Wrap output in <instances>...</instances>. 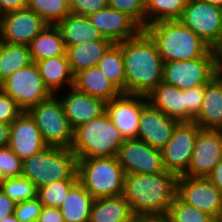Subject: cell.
<instances>
[{
  "instance_id": "cell-40",
  "label": "cell",
  "mask_w": 222,
  "mask_h": 222,
  "mask_svg": "<svg viewBox=\"0 0 222 222\" xmlns=\"http://www.w3.org/2000/svg\"><path fill=\"white\" fill-rule=\"evenodd\" d=\"M205 85L185 90L186 122H193L197 117L204 97Z\"/></svg>"
},
{
  "instance_id": "cell-8",
  "label": "cell",
  "mask_w": 222,
  "mask_h": 222,
  "mask_svg": "<svg viewBox=\"0 0 222 222\" xmlns=\"http://www.w3.org/2000/svg\"><path fill=\"white\" fill-rule=\"evenodd\" d=\"M0 89L15 100L23 111L53 95L45 86L35 62L12 73L0 84Z\"/></svg>"
},
{
  "instance_id": "cell-6",
  "label": "cell",
  "mask_w": 222,
  "mask_h": 222,
  "mask_svg": "<svg viewBox=\"0 0 222 222\" xmlns=\"http://www.w3.org/2000/svg\"><path fill=\"white\" fill-rule=\"evenodd\" d=\"M77 173L94 199L123 195L125 173L116 156L78 159Z\"/></svg>"
},
{
  "instance_id": "cell-45",
  "label": "cell",
  "mask_w": 222,
  "mask_h": 222,
  "mask_svg": "<svg viewBox=\"0 0 222 222\" xmlns=\"http://www.w3.org/2000/svg\"><path fill=\"white\" fill-rule=\"evenodd\" d=\"M28 7V0H0V16L3 13L26 9Z\"/></svg>"
},
{
  "instance_id": "cell-24",
  "label": "cell",
  "mask_w": 222,
  "mask_h": 222,
  "mask_svg": "<svg viewBox=\"0 0 222 222\" xmlns=\"http://www.w3.org/2000/svg\"><path fill=\"white\" fill-rule=\"evenodd\" d=\"M74 87L82 93L102 99L105 102L121 94L97 66L77 73L74 76Z\"/></svg>"
},
{
  "instance_id": "cell-20",
  "label": "cell",
  "mask_w": 222,
  "mask_h": 222,
  "mask_svg": "<svg viewBox=\"0 0 222 222\" xmlns=\"http://www.w3.org/2000/svg\"><path fill=\"white\" fill-rule=\"evenodd\" d=\"M60 99L65 115L73 130L106 112V102L71 87Z\"/></svg>"
},
{
  "instance_id": "cell-34",
  "label": "cell",
  "mask_w": 222,
  "mask_h": 222,
  "mask_svg": "<svg viewBox=\"0 0 222 222\" xmlns=\"http://www.w3.org/2000/svg\"><path fill=\"white\" fill-rule=\"evenodd\" d=\"M0 189L15 203L37 197L38 188L24 176L0 179Z\"/></svg>"
},
{
  "instance_id": "cell-52",
  "label": "cell",
  "mask_w": 222,
  "mask_h": 222,
  "mask_svg": "<svg viewBox=\"0 0 222 222\" xmlns=\"http://www.w3.org/2000/svg\"><path fill=\"white\" fill-rule=\"evenodd\" d=\"M215 222H222V219L215 220Z\"/></svg>"
},
{
  "instance_id": "cell-15",
  "label": "cell",
  "mask_w": 222,
  "mask_h": 222,
  "mask_svg": "<svg viewBox=\"0 0 222 222\" xmlns=\"http://www.w3.org/2000/svg\"><path fill=\"white\" fill-rule=\"evenodd\" d=\"M222 160V130L202 129L197 136L191 162L183 176L207 178Z\"/></svg>"
},
{
  "instance_id": "cell-17",
  "label": "cell",
  "mask_w": 222,
  "mask_h": 222,
  "mask_svg": "<svg viewBox=\"0 0 222 222\" xmlns=\"http://www.w3.org/2000/svg\"><path fill=\"white\" fill-rule=\"evenodd\" d=\"M178 123L148 102L141 110L137 139L162 149L170 141Z\"/></svg>"
},
{
  "instance_id": "cell-1",
  "label": "cell",
  "mask_w": 222,
  "mask_h": 222,
  "mask_svg": "<svg viewBox=\"0 0 222 222\" xmlns=\"http://www.w3.org/2000/svg\"><path fill=\"white\" fill-rule=\"evenodd\" d=\"M118 44L124 58L125 93L147 96L163 80L164 62L155 41L142 30Z\"/></svg>"
},
{
  "instance_id": "cell-30",
  "label": "cell",
  "mask_w": 222,
  "mask_h": 222,
  "mask_svg": "<svg viewBox=\"0 0 222 222\" xmlns=\"http://www.w3.org/2000/svg\"><path fill=\"white\" fill-rule=\"evenodd\" d=\"M33 62L29 45L8 44L0 46V84L12 73Z\"/></svg>"
},
{
  "instance_id": "cell-39",
  "label": "cell",
  "mask_w": 222,
  "mask_h": 222,
  "mask_svg": "<svg viewBox=\"0 0 222 222\" xmlns=\"http://www.w3.org/2000/svg\"><path fill=\"white\" fill-rule=\"evenodd\" d=\"M43 205L38 197L15 205L14 215L20 222H37Z\"/></svg>"
},
{
  "instance_id": "cell-44",
  "label": "cell",
  "mask_w": 222,
  "mask_h": 222,
  "mask_svg": "<svg viewBox=\"0 0 222 222\" xmlns=\"http://www.w3.org/2000/svg\"><path fill=\"white\" fill-rule=\"evenodd\" d=\"M15 203L0 189V221L14 214Z\"/></svg>"
},
{
  "instance_id": "cell-19",
  "label": "cell",
  "mask_w": 222,
  "mask_h": 222,
  "mask_svg": "<svg viewBox=\"0 0 222 222\" xmlns=\"http://www.w3.org/2000/svg\"><path fill=\"white\" fill-rule=\"evenodd\" d=\"M8 147L23 161L47 147L34 119L24 111L10 124Z\"/></svg>"
},
{
  "instance_id": "cell-46",
  "label": "cell",
  "mask_w": 222,
  "mask_h": 222,
  "mask_svg": "<svg viewBox=\"0 0 222 222\" xmlns=\"http://www.w3.org/2000/svg\"><path fill=\"white\" fill-rule=\"evenodd\" d=\"M207 178L222 192V160L214 167Z\"/></svg>"
},
{
  "instance_id": "cell-48",
  "label": "cell",
  "mask_w": 222,
  "mask_h": 222,
  "mask_svg": "<svg viewBox=\"0 0 222 222\" xmlns=\"http://www.w3.org/2000/svg\"><path fill=\"white\" fill-rule=\"evenodd\" d=\"M10 124L0 122V148L9 144Z\"/></svg>"
},
{
  "instance_id": "cell-42",
  "label": "cell",
  "mask_w": 222,
  "mask_h": 222,
  "mask_svg": "<svg viewBox=\"0 0 222 222\" xmlns=\"http://www.w3.org/2000/svg\"><path fill=\"white\" fill-rule=\"evenodd\" d=\"M108 6V0H69L70 12L89 17Z\"/></svg>"
},
{
  "instance_id": "cell-18",
  "label": "cell",
  "mask_w": 222,
  "mask_h": 222,
  "mask_svg": "<svg viewBox=\"0 0 222 222\" xmlns=\"http://www.w3.org/2000/svg\"><path fill=\"white\" fill-rule=\"evenodd\" d=\"M101 35L118 44L135 38L143 29L127 14L107 6L89 16Z\"/></svg>"
},
{
  "instance_id": "cell-33",
  "label": "cell",
  "mask_w": 222,
  "mask_h": 222,
  "mask_svg": "<svg viewBox=\"0 0 222 222\" xmlns=\"http://www.w3.org/2000/svg\"><path fill=\"white\" fill-rule=\"evenodd\" d=\"M27 8L33 10L50 25H56L71 13L69 0H28Z\"/></svg>"
},
{
  "instance_id": "cell-35",
  "label": "cell",
  "mask_w": 222,
  "mask_h": 222,
  "mask_svg": "<svg viewBox=\"0 0 222 222\" xmlns=\"http://www.w3.org/2000/svg\"><path fill=\"white\" fill-rule=\"evenodd\" d=\"M79 180H62L38 188L37 197L43 206L60 208L69 190Z\"/></svg>"
},
{
  "instance_id": "cell-29",
  "label": "cell",
  "mask_w": 222,
  "mask_h": 222,
  "mask_svg": "<svg viewBox=\"0 0 222 222\" xmlns=\"http://www.w3.org/2000/svg\"><path fill=\"white\" fill-rule=\"evenodd\" d=\"M33 62L66 55V47L60 30L48 24L29 44Z\"/></svg>"
},
{
  "instance_id": "cell-12",
  "label": "cell",
  "mask_w": 222,
  "mask_h": 222,
  "mask_svg": "<svg viewBox=\"0 0 222 222\" xmlns=\"http://www.w3.org/2000/svg\"><path fill=\"white\" fill-rule=\"evenodd\" d=\"M176 195L215 220L222 219V192L208 178L178 177Z\"/></svg>"
},
{
  "instance_id": "cell-28",
  "label": "cell",
  "mask_w": 222,
  "mask_h": 222,
  "mask_svg": "<svg viewBox=\"0 0 222 222\" xmlns=\"http://www.w3.org/2000/svg\"><path fill=\"white\" fill-rule=\"evenodd\" d=\"M94 198L78 181L68 192L60 207L64 222H89Z\"/></svg>"
},
{
  "instance_id": "cell-23",
  "label": "cell",
  "mask_w": 222,
  "mask_h": 222,
  "mask_svg": "<svg viewBox=\"0 0 222 222\" xmlns=\"http://www.w3.org/2000/svg\"><path fill=\"white\" fill-rule=\"evenodd\" d=\"M56 26L60 30L65 47L79 45L96 40H109L104 38L92 24L89 17L70 13L65 19L59 21Z\"/></svg>"
},
{
  "instance_id": "cell-50",
  "label": "cell",
  "mask_w": 222,
  "mask_h": 222,
  "mask_svg": "<svg viewBox=\"0 0 222 222\" xmlns=\"http://www.w3.org/2000/svg\"><path fill=\"white\" fill-rule=\"evenodd\" d=\"M0 222H20L15 215H9L6 218L2 219Z\"/></svg>"
},
{
  "instance_id": "cell-32",
  "label": "cell",
  "mask_w": 222,
  "mask_h": 222,
  "mask_svg": "<svg viewBox=\"0 0 222 222\" xmlns=\"http://www.w3.org/2000/svg\"><path fill=\"white\" fill-rule=\"evenodd\" d=\"M189 0H145L146 27L158 21L179 20Z\"/></svg>"
},
{
  "instance_id": "cell-47",
  "label": "cell",
  "mask_w": 222,
  "mask_h": 222,
  "mask_svg": "<svg viewBox=\"0 0 222 222\" xmlns=\"http://www.w3.org/2000/svg\"><path fill=\"white\" fill-rule=\"evenodd\" d=\"M131 222H170L167 215H138Z\"/></svg>"
},
{
  "instance_id": "cell-2",
  "label": "cell",
  "mask_w": 222,
  "mask_h": 222,
  "mask_svg": "<svg viewBox=\"0 0 222 222\" xmlns=\"http://www.w3.org/2000/svg\"><path fill=\"white\" fill-rule=\"evenodd\" d=\"M177 179L168 171L127 174L123 196L135 216L167 215L177 194Z\"/></svg>"
},
{
  "instance_id": "cell-25",
  "label": "cell",
  "mask_w": 222,
  "mask_h": 222,
  "mask_svg": "<svg viewBox=\"0 0 222 222\" xmlns=\"http://www.w3.org/2000/svg\"><path fill=\"white\" fill-rule=\"evenodd\" d=\"M35 63L45 86L53 95H57L65 85L68 88L74 87V75L70 69L67 55L47 58Z\"/></svg>"
},
{
  "instance_id": "cell-16",
  "label": "cell",
  "mask_w": 222,
  "mask_h": 222,
  "mask_svg": "<svg viewBox=\"0 0 222 222\" xmlns=\"http://www.w3.org/2000/svg\"><path fill=\"white\" fill-rule=\"evenodd\" d=\"M147 96L121 93L106 102V112L124 139H137L140 114Z\"/></svg>"
},
{
  "instance_id": "cell-3",
  "label": "cell",
  "mask_w": 222,
  "mask_h": 222,
  "mask_svg": "<svg viewBox=\"0 0 222 222\" xmlns=\"http://www.w3.org/2000/svg\"><path fill=\"white\" fill-rule=\"evenodd\" d=\"M155 41L164 63L206 56L213 48L179 20L158 21L144 29Z\"/></svg>"
},
{
  "instance_id": "cell-21",
  "label": "cell",
  "mask_w": 222,
  "mask_h": 222,
  "mask_svg": "<svg viewBox=\"0 0 222 222\" xmlns=\"http://www.w3.org/2000/svg\"><path fill=\"white\" fill-rule=\"evenodd\" d=\"M193 122L201 129L222 130V79L218 76L205 84L202 105Z\"/></svg>"
},
{
  "instance_id": "cell-41",
  "label": "cell",
  "mask_w": 222,
  "mask_h": 222,
  "mask_svg": "<svg viewBox=\"0 0 222 222\" xmlns=\"http://www.w3.org/2000/svg\"><path fill=\"white\" fill-rule=\"evenodd\" d=\"M23 112L16 101L0 89V122L11 124Z\"/></svg>"
},
{
  "instance_id": "cell-7",
  "label": "cell",
  "mask_w": 222,
  "mask_h": 222,
  "mask_svg": "<svg viewBox=\"0 0 222 222\" xmlns=\"http://www.w3.org/2000/svg\"><path fill=\"white\" fill-rule=\"evenodd\" d=\"M27 112L34 119L47 146L71 148L74 130L69 124L58 95H52L49 99L39 102Z\"/></svg>"
},
{
  "instance_id": "cell-27",
  "label": "cell",
  "mask_w": 222,
  "mask_h": 222,
  "mask_svg": "<svg viewBox=\"0 0 222 222\" xmlns=\"http://www.w3.org/2000/svg\"><path fill=\"white\" fill-rule=\"evenodd\" d=\"M133 214L123 195L95 199L89 222H131Z\"/></svg>"
},
{
  "instance_id": "cell-38",
  "label": "cell",
  "mask_w": 222,
  "mask_h": 222,
  "mask_svg": "<svg viewBox=\"0 0 222 222\" xmlns=\"http://www.w3.org/2000/svg\"><path fill=\"white\" fill-rule=\"evenodd\" d=\"M22 162L8 146L0 148V179L22 176Z\"/></svg>"
},
{
  "instance_id": "cell-31",
  "label": "cell",
  "mask_w": 222,
  "mask_h": 222,
  "mask_svg": "<svg viewBox=\"0 0 222 222\" xmlns=\"http://www.w3.org/2000/svg\"><path fill=\"white\" fill-rule=\"evenodd\" d=\"M97 67L121 92L125 93V68L122 48L113 44L100 59Z\"/></svg>"
},
{
  "instance_id": "cell-5",
  "label": "cell",
  "mask_w": 222,
  "mask_h": 222,
  "mask_svg": "<svg viewBox=\"0 0 222 222\" xmlns=\"http://www.w3.org/2000/svg\"><path fill=\"white\" fill-rule=\"evenodd\" d=\"M78 159L71 149L47 146L22 162V176L37 188L62 180H79Z\"/></svg>"
},
{
  "instance_id": "cell-11",
  "label": "cell",
  "mask_w": 222,
  "mask_h": 222,
  "mask_svg": "<svg viewBox=\"0 0 222 222\" xmlns=\"http://www.w3.org/2000/svg\"><path fill=\"white\" fill-rule=\"evenodd\" d=\"M179 21L213 49L222 40V7L205 0H189Z\"/></svg>"
},
{
  "instance_id": "cell-9",
  "label": "cell",
  "mask_w": 222,
  "mask_h": 222,
  "mask_svg": "<svg viewBox=\"0 0 222 222\" xmlns=\"http://www.w3.org/2000/svg\"><path fill=\"white\" fill-rule=\"evenodd\" d=\"M216 76V53L212 49L206 56L164 63L163 82L186 90L209 83Z\"/></svg>"
},
{
  "instance_id": "cell-22",
  "label": "cell",
  "mask_w": 222,
  "mask_h": 222,
  "mask_svg": "<svg viewBox=\"0 0 222 222\" xmlns=\"http://www.w3.org/2000/svg\"><path fill=\"white\" fill-rule=\"evenodd\" d=\"M147 99L168 117L186 122L185 90L162 81L147 95Z\"/></svg>"
},
{
  "instance_id": "cell-36",
  "label": "cell",
  "mask_w": 222,
  "mask_h": 222,
  "mask_svg": "<svg viewBox=\"0 0 222 222\" xmlns=\"http://www.w3.org/2000/svg\"><path fill=\"white\" fill-rule=\"evenodd\" d=\"M167 217L170 222H215L211 215L183 202L177 195L168 210Z\"/></svg>"
},
{
  "instance_id": "cell-37",
  "label": "cell",
  "mask_w": 222,
  "mask_h": 222,
  "mask_svg": "<svg viewBox=\"0 0 222 222\" xmlns=\"http://www.w3.org/2000/svg\"><path fill=\"white\" fill-rule=\"evenodd\" d=\"M108 6L130 16L143 30L146 28L145 0H108Z\"/></svg>"
},
{
  "instance_id": "cell-4",
  "label": "cell",
  "mask_w": 222,
  "mask_h": 222,
  "mask_svg": "<svg viewBox=\"0 0 222 222\" xmlns=\"http://www.w3.org/2000/svg\"><path fill=\"white\" fill-rule=\"evenodd\" d=\"M124 142V137L105 112L74 129L70 149L77 159L115 157Z\"/></svg>"
},
{
  "instance_id": "cell-49",
  "label": "cell",
  "mask_w": 222,
  "mask_h": 222,
  "mask_svg": "<svg viewBox=\"0 0 222 222\" xmlns=\"http://www.w3.org/2000/svg\"><path fill=\"white\" fill-rule=\"evenodd\" d=\"M214 50L216 53V76L222 79V40Z\"/></svg>"
},
{
  "instance_id": "cell-14",
  "label": "cell",
  "mask_w": 222,
  "mask_h": 222,
  "mask_svg": "<svg viewBox=\"0 0 222 222\" xmlns=\"http://www.w3.org/2000/svg\"><path fill=\"white\" fill-rule=\"evenodd\" d=\"M48 23L29 8L0 16V40L8 44L29 45Z\"/></svg>"
},
{
  "instance_id": "cell-51",
  "label": "cell",
  "mask_w": 222,
  "mask_h": 222,
  "mask_svg": "<svg viewBox=\"0 0 222 222\" xmlns=\"http://www.w3.org/2000/svg\"><path fill=\"white\" fill-rule=\"evenodd\" d=\"M207 2H210L213 5H217L219 7H222V0H205Z\"/></svg>"
},
{
  "instance_id": "cell-26",
  "label": "cell",
  "mask_w": 222,
  "mask_h": 222,
  "mask_svg": "<svg viewBox=\"0 0 222 222\" xmlns=\"http://www.w3.org/2000/svg\"><path fill=\"white\" fill-rule=\"evenodd\" d=\"M113 44L111 40H96L66 48V55L73 75L75 76L84 69L97 66Z\"/></svg>"
},
{
  "instance_id": "cell-43",
  "label": "cell",
  "mask_w": 222,
  "mask_h": 222,
  "mask_svg": "<svg viewBox=\"0 0 222 222\" xmlns=\"http://www.w3.org/2000/svg\"><path fill=\"white\" fill-rule=\"evenodd\" d=\"M37 222H64L60 208L43 206Z\"/></svg>"
},
{
  "instance_id": "cell-10",
  "label": "cell",
  "mask_w": 222,
  "mask_h": 222,
  "mask_svg": "<svg viewBox=\"0 0 222 222\" xmlns=\"http://www.w3.org/2000/svg\"><path fill=\"white\" fill-rule=\"evenodd\" d=\"M201 130L195 122H179L176 125L170 141L161 149L166 171L177 177L187 172Z\"/></svg>"
},
{
  "instance_id": "cell-13",
  "label": "cell",
  "mask_w": 222,
  "mask_h": 222,
  "mask_svg": "<svg viewBox=\"0 0 222 222\" xmlns=\"http://www.w3.org/2000/svg\"><path fill=\"white\" fill-rule=\"evenodd\" d=\"M116 158L125 175L166 171L161 149L152 147L140 139H126L119 147Z\"/></svg>"
}]
</instances>
